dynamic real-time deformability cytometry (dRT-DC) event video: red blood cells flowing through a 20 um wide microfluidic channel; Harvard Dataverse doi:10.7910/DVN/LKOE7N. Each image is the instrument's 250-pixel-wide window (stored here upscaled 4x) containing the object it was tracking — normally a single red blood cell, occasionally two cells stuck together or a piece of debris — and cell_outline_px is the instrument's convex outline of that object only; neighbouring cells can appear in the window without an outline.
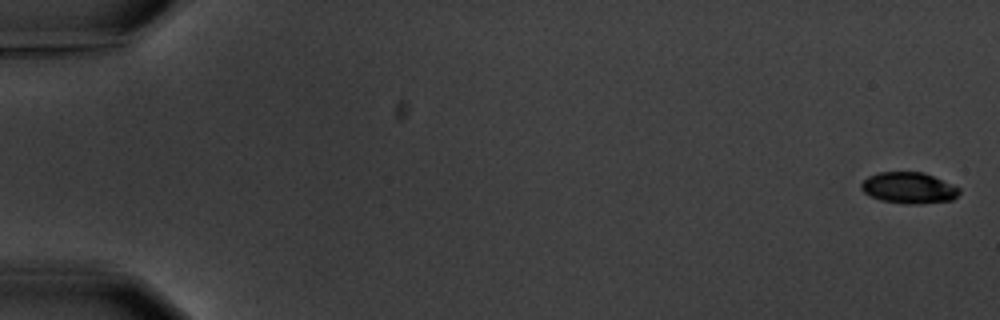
{"species": "common noctule bat (a hibernating species)", "species_latin": "Nyctalus noctula", "temperature_condition": "warm", "stored_images_in_passage": 5, "camera_frame_rate_fps": 3000, "um_per_image_px": 0.085, "animal": {"sex": "male", "body_mass_g": 20.1, "forearm_length_mm": 53.5}, "frame": {"image": 1, "passage_image": 1, "time_ms": 0.0, "image_size_px": [1000, 320], "cell_outline_px": [[960, 192], [952, 200], [920, 204], [908, 204], [880, 200], [864, 192], [860, 188], [860, 184], [868, 176], [876, 172], [924, 172], [960, 188]], "centroid_in_image_um": [77.23, 15.96], "position_along_channel_um": 7.8, "area_um2": 17.8}}
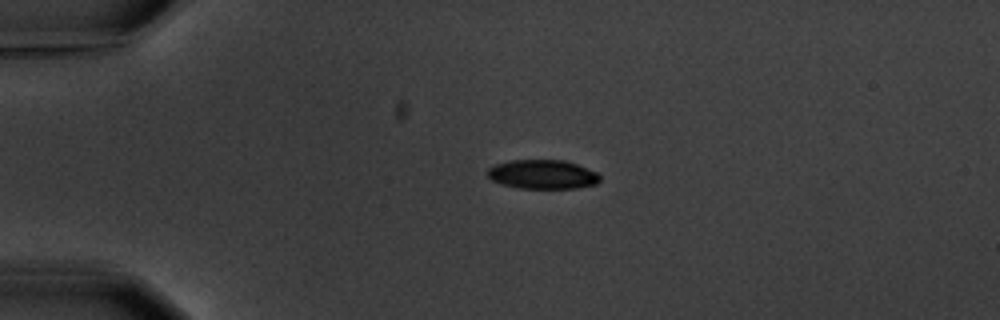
{"frame": {"image": 2, "passage_image": 4, "time_ms": 4.333, "image_size_px": [1000, 320], "cell_outline_px": [[600, 180], [596, 184], [576, 188], [520, 188], [500, 184], [492, 180], [488, 176], [488, 168], [496, 164], [512, 160], [564, 160], [576, 164], [596, 172], [600, 176]], "centroid_in_image_um": [46.11, 14.82], "position_along_channel_um": 38.9, "area_um2": 18.96}}